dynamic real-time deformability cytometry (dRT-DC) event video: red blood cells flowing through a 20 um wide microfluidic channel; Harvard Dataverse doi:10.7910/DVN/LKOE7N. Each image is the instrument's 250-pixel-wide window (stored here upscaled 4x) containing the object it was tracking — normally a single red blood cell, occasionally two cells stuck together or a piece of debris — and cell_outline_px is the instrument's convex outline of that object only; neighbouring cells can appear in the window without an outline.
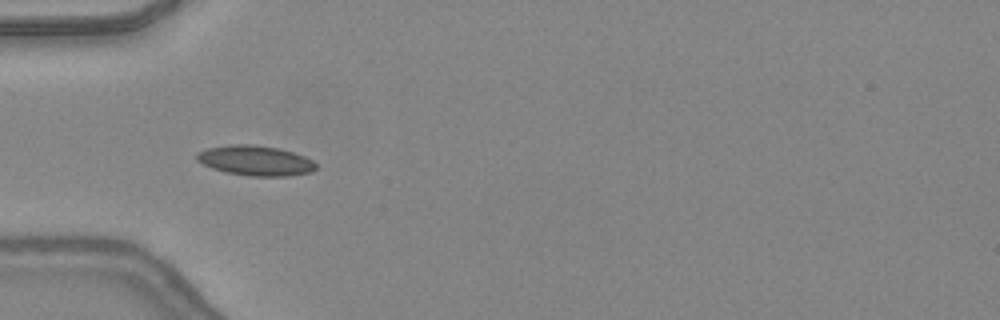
{"species": "common noctule bat (a hibernating species)", "species_latin": "Nyctalus noctula", "temperature_condition": "warm", "stored_images_in_passage": 30, "camera_frame_rate_fps": 3000, "um_per_image_px": 0.085, "animal": {"sex": "female", "body_mass_g": 24.6, "forearm_length_mm": 56.2}, "frame": {"image": 1, "passage_image": 1, "time_ms": 0.0, "image_size_px": [1000, 320], "cell_outline_px": [[316, 168], [312, 172], [288, 176], [248, 176], [228, 172], [212, 168], [196, 160], [196, 152], [208, 148], [232, 144], [252, 144], [276, 148], [292, 152], [304, 156], [312, 160], [316, 164]], "centroid_in_image_um": [21.71, 13.65], "position_along_channel_um": 63.3, "area_um2": 20.75}}
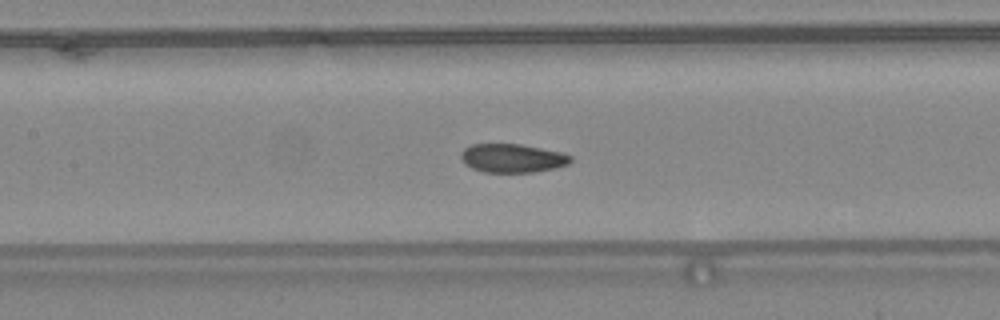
{"frame": {"image": 2, "passage_image": 8, "time_ms": 2.333, "image_size_px": [1000, 320], "cell_outline_px": [[572, 160], [568, 164], [556, 168], [532, 172], [484, 172], [472, 168], [464, 164], [460, 156], [460, 152], [464, 148], [472, 144], [520, 144], [560, 152], [572, 156]], "centroid_in_image_um": [43.52, 13.44], "position_along_channel_um": 163.9, "area_um2": 18.32}}
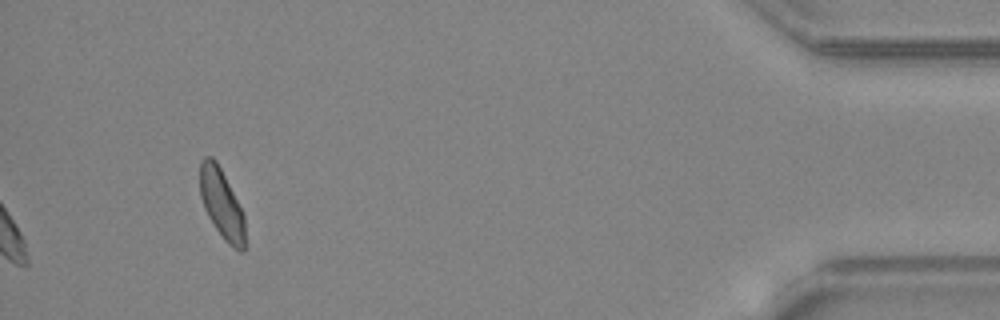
{"frame": {"image": 3, "passage_image": 30, "time_ms": 9.667, "image_size_px": [1000, 320], "cell_outline_px": [[244, 252], [240, 252], [232, 248], [224, 240], [208, 216], [204, 208], [200, 196], [200, 160], [204, 156], [212, 156], [216, 160], [244, 216]], "centroid_in_image_um": [18.81, 17.33], "position_along_channel_um": 416.4, "area_um2": 17.98}, "authors_computed_cell_mechanics": {"area_um2": 19.1896, "velocity_mm_per_s": 4.3728, "shape_relaxation_time_tau1_ms": null, "shape_relaxation_time_tau2_ms": 1.2024, "deformation_change_tau1": null, "deformation_change_tau2": 0.0724}}